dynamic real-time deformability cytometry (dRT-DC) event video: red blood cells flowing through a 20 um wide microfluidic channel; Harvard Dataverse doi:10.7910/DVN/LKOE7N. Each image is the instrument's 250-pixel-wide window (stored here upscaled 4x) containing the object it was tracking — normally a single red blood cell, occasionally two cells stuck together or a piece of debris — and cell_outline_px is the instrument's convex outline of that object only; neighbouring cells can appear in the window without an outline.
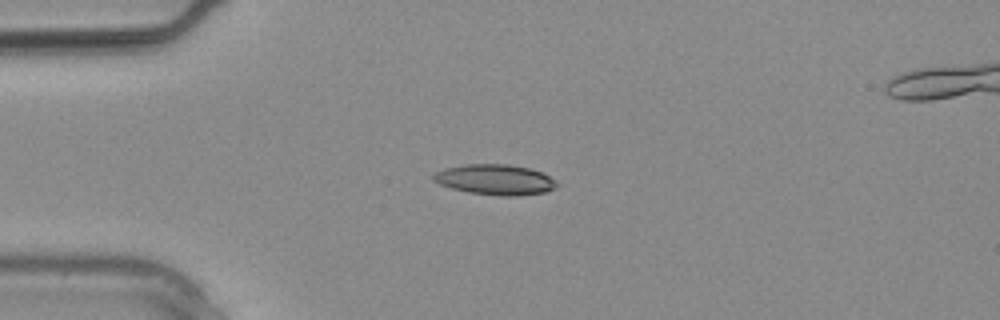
{"species": "common noctule bat (a hibernating species)", "species_latin": "Nyctalus noctula", "temperature_condition": "warm", "stored_images_in_passage": 21, "camera_frame_rate_fps": 3000, "um_per_image_px": 0.085, "animal": {"sex": "male", "body_mass_g": 20.4}, "frame": {"image": 1, "passage_image": 7, "time_ms": 2.0, "image_size_px": [1000, 320], "cell_outline_px": [[560, 184], [544, 192], [516, 196], [500, 196], [468, 192], [452, 188], [440, 184], [432, 180], [432, 176], [436, 172], [444, 168], [464, 164], [508, 164], [528, 168], [540, 172], [556, 180]], "centroid_in_image_um": [42.06, 15.26], "position_along_channel_um": 42.9, "area_um2": 21.79}}